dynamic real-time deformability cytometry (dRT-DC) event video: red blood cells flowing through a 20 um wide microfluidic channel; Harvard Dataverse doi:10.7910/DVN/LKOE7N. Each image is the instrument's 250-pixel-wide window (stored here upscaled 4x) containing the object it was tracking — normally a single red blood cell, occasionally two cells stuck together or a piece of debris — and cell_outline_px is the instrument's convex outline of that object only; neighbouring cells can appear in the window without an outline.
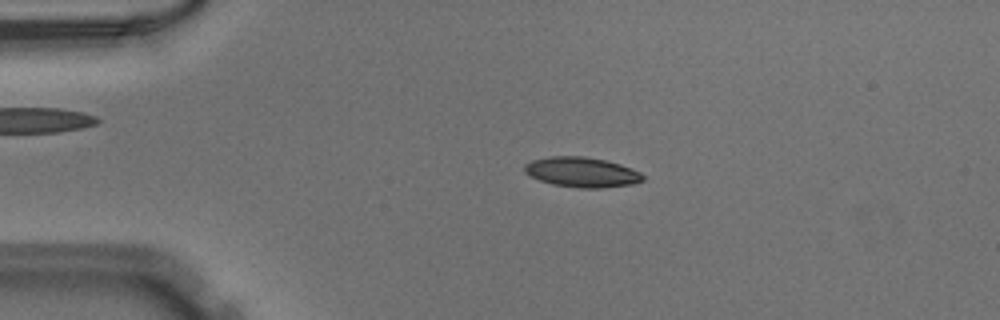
{"species": "Egyptian fruit bat (a non-hibernating species)", "species_latin": "Rousettus aegyptiacus", "temperature_condition": "warm", "stored_images_in_passage": 46, "camera_frame_rate_fps": 3000, "um_per_image_px": 0.085, "animal": {"sex": "male"}, "frame": {"image": 1, "passage_image": 6, "time_ms": 1.667, "image_size_px": [1000, 320], "cell_outline_px": [[644, 180], [632, 184], [604, 188], [580, 188], [552, 184], [540, 180], [524, 172], [524, 164], [532, 160], [548, 156], [584, 156], [604, 160], [620, 164], [632, 168], [640, 172], [644, 176]], "centroid_in_image_um": [49.46, 14.63], "position_along_channel_um": 35.5, "area_um2": 20.75}}
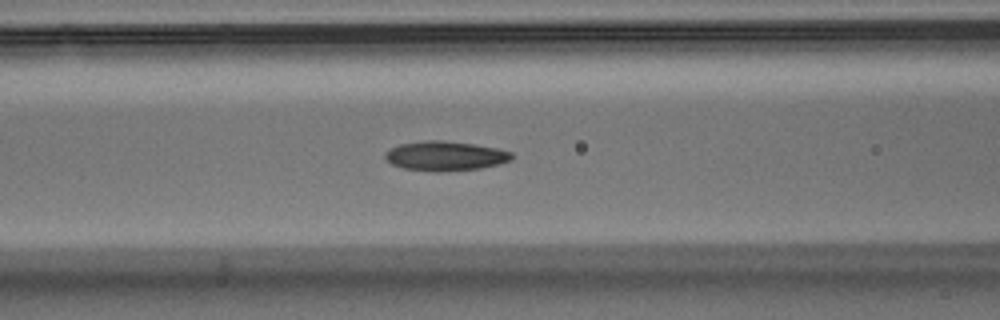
{"frame": {"image": 2, "passage_image": 16, "time_ms": 5.0, "image_size_px": [1000, 320], "cell_outline_px": [[512, 160], [500, 164], [480, 168], [436, 172], [404, 168], [392, 164], [384, 156], [384, 152], [400, 144], [424, 140], [444, 140], [476, 144], [496, 148], [512, 152]], "centroid_in_image_um": [37.86, 13.25], "position_along_channel_um": 128.7, "area_um2": 21.79}}
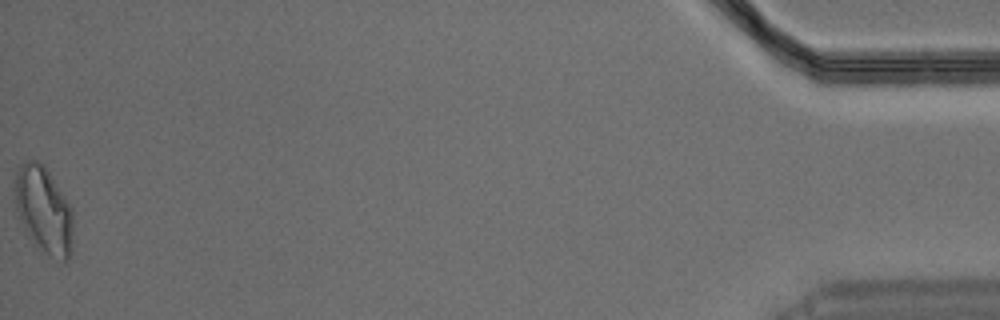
{"frame": {"image": 3, "passage_image": 46, "time_ms": 15.0, "image_size_px": [1000, 320], "cell_outline_px": [[72, 252], [68, 260], [64, 260], [52, 256], [36, 248], [28, 236], [20, 220], [16, 208], [16, 172], [24, 160], [36, 160], [44, 164], [72, 208]], "centroid_in_image_um": [3.73, 17.86], "position_along_channel_um": 431.5, "area_um2": 29.3}}